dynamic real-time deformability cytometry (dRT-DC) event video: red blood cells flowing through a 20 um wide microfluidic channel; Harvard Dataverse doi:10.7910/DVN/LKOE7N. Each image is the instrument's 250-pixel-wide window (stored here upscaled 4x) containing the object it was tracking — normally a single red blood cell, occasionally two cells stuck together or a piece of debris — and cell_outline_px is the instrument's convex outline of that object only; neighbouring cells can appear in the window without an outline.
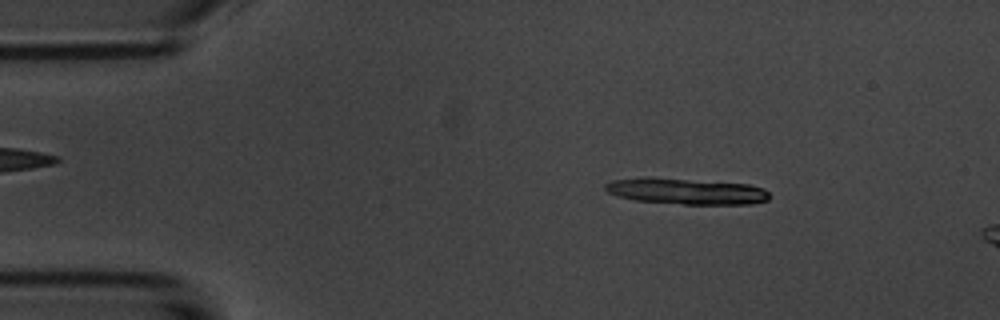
{"species": "common noctule bat (a hibernating species)", "species_latin": "Nyctalus noctula", "temperature_condition": "room temperature", "stored_images_in_passage": 5, "camera_frame_rate_fps": 3000, "um_per_image_px": 0.085, "animal": {"sex": "male", "body_mass_g": 20.1, "forearm_length_mm": 53.5}, "frame": {"image": 1, "passage_image": 2, "time_ms": 1.0, "image_size_px": [1000, 320], "cell_outline_px": [[768, 200], [752, 204], [684, 204], [636, 200], [620, 196], [608, 192], [604, 188], [604, 184], [612, 180], [644, 176], [652, 176], [748, 184], [764, 188], [768, 192]], "centroid_in_image_um": [58.31, 16.23], "position_along_channel_um": 26.7, "area_um2": 25.14}}